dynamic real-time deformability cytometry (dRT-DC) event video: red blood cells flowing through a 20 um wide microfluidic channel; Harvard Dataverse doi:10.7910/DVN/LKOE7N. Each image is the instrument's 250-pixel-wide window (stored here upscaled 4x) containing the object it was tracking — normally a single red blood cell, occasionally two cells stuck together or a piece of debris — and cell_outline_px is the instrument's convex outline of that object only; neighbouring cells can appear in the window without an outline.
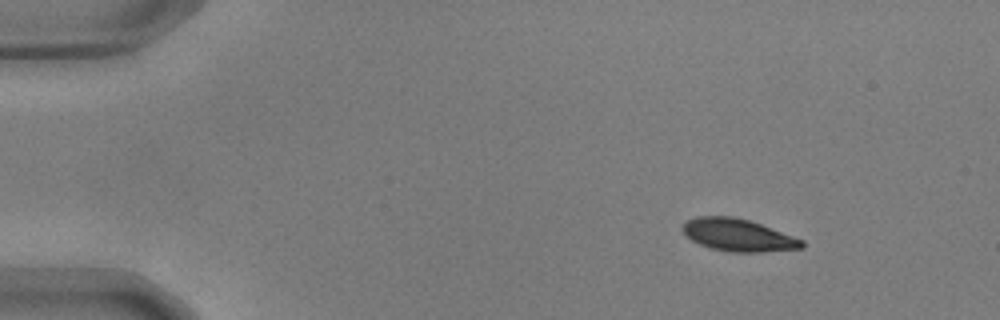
{"species": "common noctule bat (a hibernating species)", "species_latin": "Nyctalus noctula", "temperature_condition": "warm", "stored_images_in_passage": 49, "camera_frame_rate_fps": 3000, "um_per_image_px": 0.085, "animal": {"sex": "male", "body_mass_g": 17.9, "forearm_length_mm": 54.2}, "frame": {"image": 1, "passage_image": 1, "time_ms": 0.0, "image_size_px": [1000, 320], "cell_outline_px": [[804, 248], [764, 252], [732, 252], [712, 248], [700, 244], [692, 240], [680, 228], [688, 220], [700, 216], [732, 216], [748, 220], [760, 224], [804, 240]], "centroid_in_image_um": [62.76, 19.99], "position_along_channel_um": 22.2, "area_um2": 22.25}}
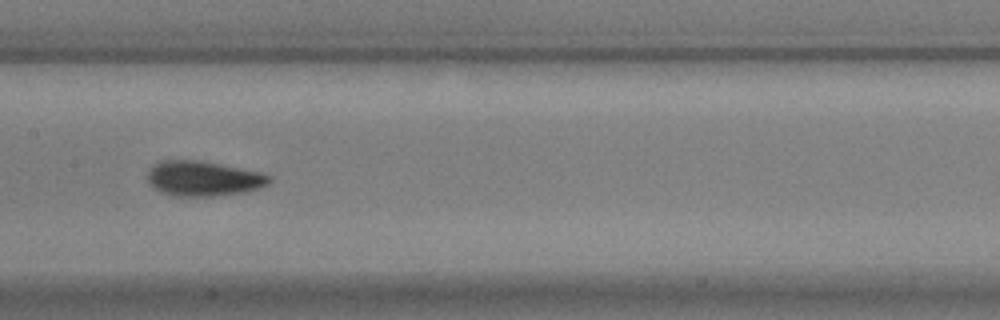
{"frame": {"image": 2, "passage_image": 22, "time_ms": 7.0, "image_size_px": [1000, 320], "cell_outline_px": [[272, 180], [268, 184], [260, 188], [248, 192], [216, 196], [172, 196], [160, 192], [152, 188], [148, 184], [148, 168], [152, 164], [160, 160], [200, 160], [260, 172], [272, 176]], "centroid_in_image_um": [17.26, 15.18], "position_along_channel_um": 190.1, "area_um2": 25.37}}
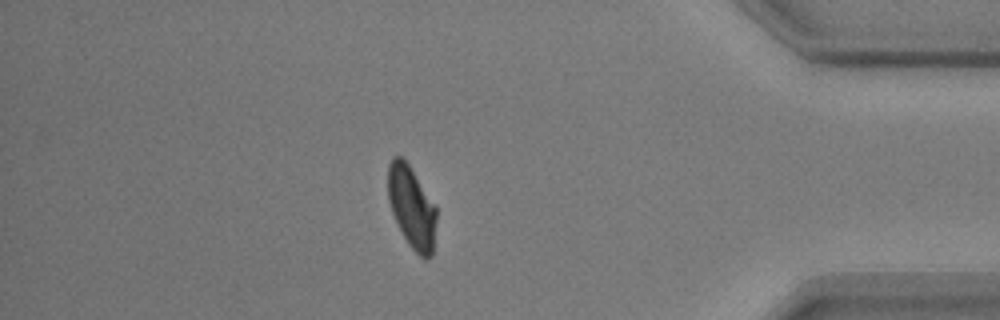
{"frame": {"image": 3, "passage_image": 42, "time_ms": 13.667, "image_size_px": [1000, 320], "cell_outline_px": [[436, 220], [432, 256], [428, 260], [424, 260], [408, 244], [392, 212], [388, 200], [388, 164], [392, 156], [400, 156], [408, 164], [436, 208]], "centroid_in_image_um": [34.98, 17.63], "position_along_channel_um": 400.2, "area_um2": 22.77}, "authors_computed_cell_mechanics": {"area_um2": 24.3338, "velocity_mm_per_s": 3.6554, "shape_relaxation_time_tau1_ms": 3.4101, "shape_relaxation_time_tau2_ms": 1.2182, "deformation_change_tau1": 0.1372, "deformation_change_tau2": 0.0572}}